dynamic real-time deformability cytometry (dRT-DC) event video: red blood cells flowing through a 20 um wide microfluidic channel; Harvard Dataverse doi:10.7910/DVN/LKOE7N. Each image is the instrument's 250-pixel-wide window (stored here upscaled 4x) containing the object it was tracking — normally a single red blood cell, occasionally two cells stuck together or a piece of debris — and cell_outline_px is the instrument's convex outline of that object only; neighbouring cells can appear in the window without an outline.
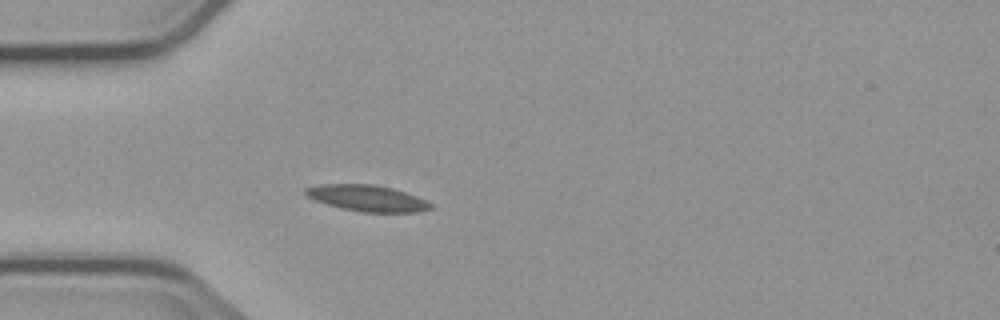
{"species": "common noctule bat (a hibernating species)", "species_latin": "Nyctalus noctula", "temperature_condition": "cold", "stored_images_in_passage": 2, "camera_frame_rate_fps": 3000, "um_per_image_px": 0.085, "animal": {"sex": "male", "body_mass_g": 23.1, "forearm_length_mm": 52.7}, "frame": {"image": 1, "passage_image": 2, "time_ms": 3.333, "image_size_px": [1000, 320], "cell_outline_px": [[432, 208], [420, 212], [364, 212], [340, 208], [316, 200], [308, 196], [304, 192], [304, 188], [320, 184], [372, 184], [392, 188], [416, 196], [432, 204]], "centroid_in_image_um": [31.21, 16.84], "position_along_channel_um": 53.8, "area_um2": 18.9}}